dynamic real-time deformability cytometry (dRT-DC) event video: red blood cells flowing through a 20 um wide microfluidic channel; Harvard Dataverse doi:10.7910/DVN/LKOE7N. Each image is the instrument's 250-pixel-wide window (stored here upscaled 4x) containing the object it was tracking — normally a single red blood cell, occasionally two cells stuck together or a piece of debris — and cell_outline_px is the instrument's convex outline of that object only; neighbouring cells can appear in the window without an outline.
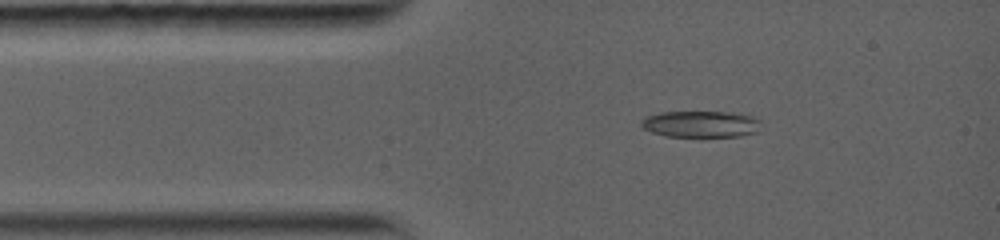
{"species": "common noctule bat (a hibernating species)", "species_latin": "Nyctalus noctula", "temperature_condition": "warm", "stored_images_in_passage": 59, "camera_frame_rate_fps": 5000, "um_per_image_px": 0.085, "animal": {"sex": "female", "body_mass_g": 19.0, "forearm_length_mm": 56.7}, "frame": {"image": 1, "passage_image": 7, "time_ms": 1.6, "image_size_px": [1000, 240], "cell_outline_px": [[760, 132], [740, 136], [664, 136], [652, 132], [644, 128], [640, 124], [640, 120], [648, 116], [660, 112], [728, 112], [752, 116], [760, 120]], "centroid_in_image_um": [59.59, 10.55], "position_along_channel_um": 25.4, "area_um2": 18.5}}
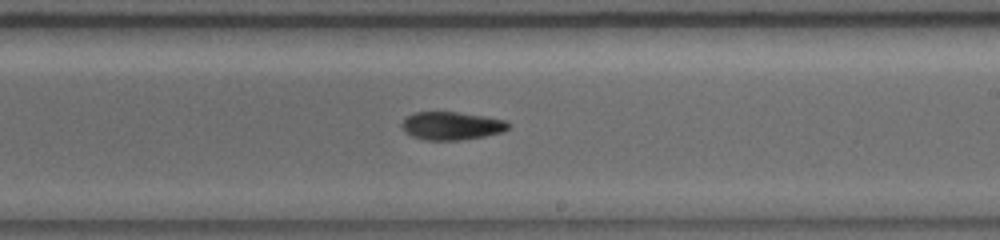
{"frame": {"image": 2, "passage_image": 30, "time_ms": 7.8, "image_size_px": [1000, 240], "cell_outline_px": [[512, 124], [504, 132], [484, 136], [460, 140], [424, 140], [412, 136], [404, 132], [400, 124], [408, 116], [416, 112], [456, 112], [484, 116], [504, 120]], "centroid_in_image_um": [38.39, 10.7], "position_along_channel_um": 250.6, "area_um2": 17.46}}
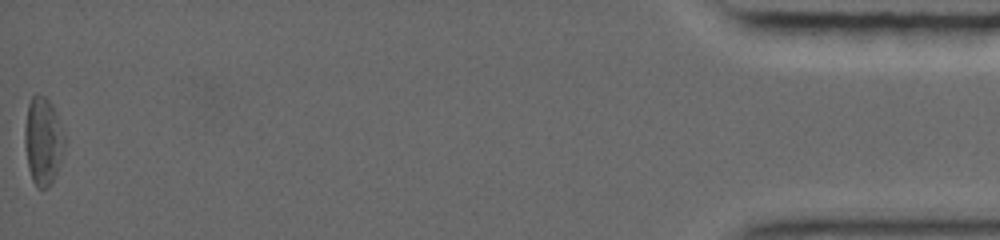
{"frame": {"image": 3, "passage_image": 59, "time_ms": 15.8, "image_size_px": [1000, 240], "cell_outline_px": [[64, 148], [60, 164], [48, 188], [36, 188], [32, 180], [28, 168], [24, 144], [24, 128], [28, 104], [32, 96], [36, 92], [44, 96], [52, 104], [56, 112], [64, 132]], "centroid_in_image_um": [3.64, 11.97], "position_along_channel_um": 431.6, "area_um2": 20.58}, "authors_computed_cell_mechanics": {"area_um2": 18.0914, "velocity_mm_per_s": 4.0012, "shape_relaxation_time_tau1_ms": 2.5498, "shape_relaxation_time_tau2_ms": null, "deformation_change_tau1": 0.1049, "deformation_change_tau2": null}}